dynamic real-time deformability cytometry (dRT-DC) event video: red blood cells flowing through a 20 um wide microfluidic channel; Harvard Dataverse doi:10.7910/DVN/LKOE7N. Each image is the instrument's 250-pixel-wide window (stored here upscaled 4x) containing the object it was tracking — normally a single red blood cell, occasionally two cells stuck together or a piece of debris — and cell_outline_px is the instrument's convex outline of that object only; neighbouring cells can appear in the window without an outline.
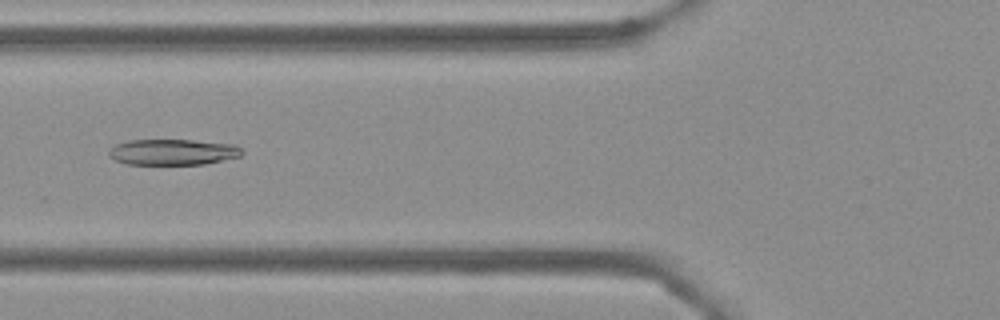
{"species": "Egyptian fruit bat (a non-hibernating species)", "species_latin": "Rousettus aegyptiacus", "temperature_condition": "cold", "stored_images_in_passage": 55, "camera_frame_rate_fps": 3000, "um_per_image_px": 0.085, "frame": {"image": 1, "passage_image": 20, "time_ms": 6.333, "image_size_px": [1000, 320], "cell_outline_px": [[244, 152], [240, 156], [204, 164], [128, 164], [116, 160], [108, 156], [108, 152], [112, 144], [128, 140], [192, 140], [236, 144]], "centroid_in_image_um": [14.66, 12.91], "position_along_channel_um": 111.1, "area_um2": 20.17}}
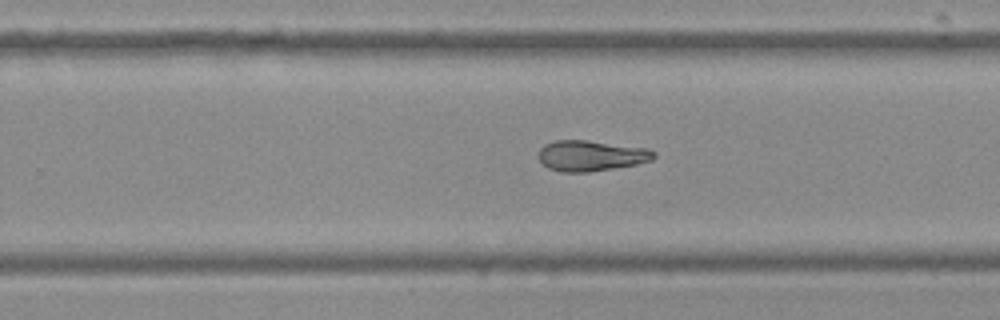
{"frame": {"image": 2, "passage_image": 34, "time_ms": 11.0, "image_size_px": [1000, 320], "cell_outline_px": [[656, 156], [652, 160], [636, 164], [588, 172], [560, 172], [548, 168], [536, 156], [540, 148], [544, 144], [556, 140], [588, 140], [648, 148], [656, 152]], "centroid_in_image_um": [50.22, 13.22], "position_along_channel_um": 279.6, "area_um2": 20.75}}
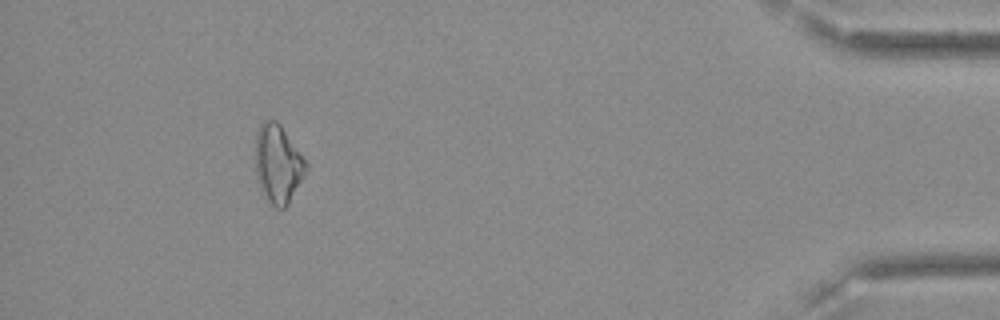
{"frame": {"image": 3, "passage_image": 50, "time_ms": 16.333, "image_size_px": [1000, 320], "cell_outline_px": [[308, 168], [288, 204], [284, 208], [276, 208], [264, 196], [260, 188], [256, 176], [256, 132], [260, 124], [264, 120], [276, 120], [280, 124], [308, 164]], "centroid_in_image_um": [23.62, 13.92], "position_along_channel_um": 411.6, "area_um2": 22.89}, "authors_computed_cell_mechanics": {"area_um2": 21.2704, "velocity_mm_per_s": 3.6051, "shape_relaxation_time_tau1_ms": null, "shape_relaxation_time_tau2_ms": 4.5053, "deformation_change_tau1": null, "deformation_change_tau2": 0.1272}}